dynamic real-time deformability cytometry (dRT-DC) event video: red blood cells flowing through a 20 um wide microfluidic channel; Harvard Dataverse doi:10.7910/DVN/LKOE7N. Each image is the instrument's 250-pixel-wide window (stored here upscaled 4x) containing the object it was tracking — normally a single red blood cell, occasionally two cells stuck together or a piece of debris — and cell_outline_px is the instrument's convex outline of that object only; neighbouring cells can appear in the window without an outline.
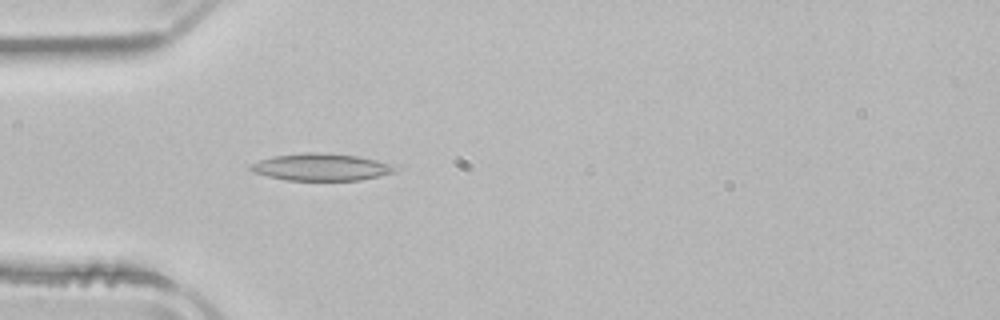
{"species": "common noctule bat (a hibernating species)", "species_latin": "Nyctalus noctula", "temperature_condition": "room temperature", "stored_images_in_passage": 37, "camera_frame_rate_fps": 3000, "um_per_image_px": 0.085, "animal": {"sex": "male", "body_mass_g": 21.5, "forearm_length_mm": 52.0}, "frame": {"image": 1, "passage_image": 3, "time_ms": 0.667, "image_size_px": [1000, 320], "cell_outline_px": [[396, 172], [380, 176], [360, 180], [288, 180], [268, 176], [252, 172], [248, 168], [248, 164], [272, 156], [304, 152], [312, 152], [360, 156], [376, 160], [388, 164]], "centroid_in_image_um": [27.22, 14.2], "position_along_channel_um": 57.8, "area_um2": 22.66}}
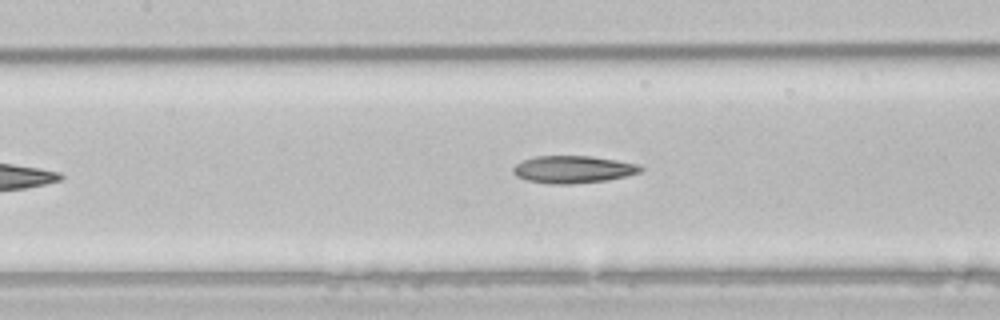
{"frame": {"image": 2, "passage_image": 11, "time_ms": 3.333, "image_size_px": [1000, 320], "cell_outline_px": [[644, 168], [640, 172], [628, 176], [608, 180], [572, 184], [552, 184], [528, 180], [516, 176], [512, 172], [512, 168], [516, 164], [524, 160], [536, 156], [592, 156], [616, 160], [636, 164]], "centroid_in_image_um": [48.72, 14.4], "position_along_channel_um": 158.7, "area_um2": 20.29}}
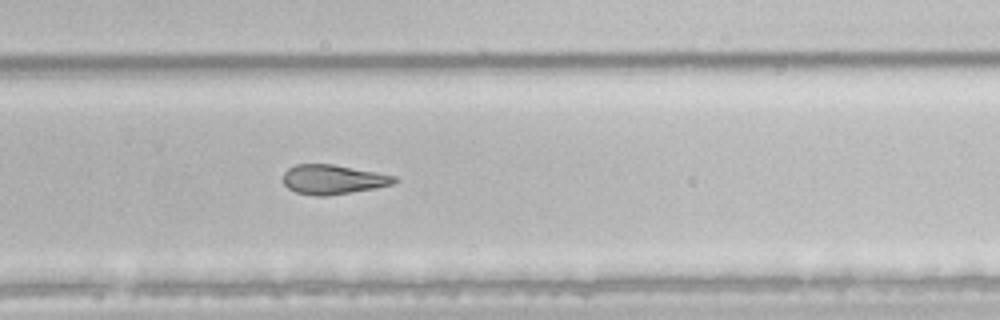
{"frame": {"image": 3, "passage_image": 22, "time_ms": 7.0, "image_size_px": [1000, 320], "cell_outline_px": [[400, 180], [392, 184], [376, 188], [324, 196], [316, 196], [296, 192], [288, 188], [284, 184], [284, 172], [288, 168], [296, 164], [332, 164], [376, 172], [396, 176]], "centroid_in_image_um": [28.31, 15.25], "position_along_channel_um": 301.5, "area_um2": 19.02}, "authors_computed_cell_mechanics": {"area_um2": 20.0566, "velocity_mm_per_s": 3.9159, "shape_relaxation_time_tau1_ms": null, "shape_relaxation_time_tau2_ms": 3.5862, "deformation_change_tau1": null, "deformation_change_tau2": 0.1366}}